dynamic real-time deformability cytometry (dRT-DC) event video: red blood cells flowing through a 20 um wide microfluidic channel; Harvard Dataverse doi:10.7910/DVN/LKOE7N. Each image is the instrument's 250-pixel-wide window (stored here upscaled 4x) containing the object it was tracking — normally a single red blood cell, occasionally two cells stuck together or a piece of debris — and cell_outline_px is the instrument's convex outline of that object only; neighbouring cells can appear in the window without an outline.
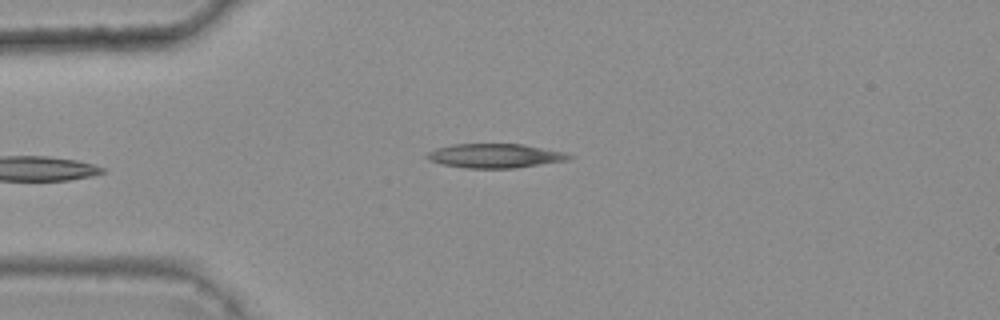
{"species": "common noctule bat (a hibernating species)", "species_latin": "Nyctalus noctula", "temperature_condition": "warm", "stored_images_in_passage": 5, "camera_frame_rate_fps": 3000, "um_per_image_px": 0.085, "animal": {"sex": "female", "body_mass_g": 25.1}, "frame": {"image": 1, "passage_image": 5, "time_ms": 1.333, "image_size_px": [1000, 320], "cell_outline_px": [[576, 156], [568, 160], [516, 168], [464, 168], [440, 164], [428, 160], [424, 156], [428, 152], [436, 148], [452, 144], [524, 144], [564, 152]], "centroid_in_image_um": [42.06, 13.24], "position_along_channel_um": 42.9, "area_um2": 20.23}}